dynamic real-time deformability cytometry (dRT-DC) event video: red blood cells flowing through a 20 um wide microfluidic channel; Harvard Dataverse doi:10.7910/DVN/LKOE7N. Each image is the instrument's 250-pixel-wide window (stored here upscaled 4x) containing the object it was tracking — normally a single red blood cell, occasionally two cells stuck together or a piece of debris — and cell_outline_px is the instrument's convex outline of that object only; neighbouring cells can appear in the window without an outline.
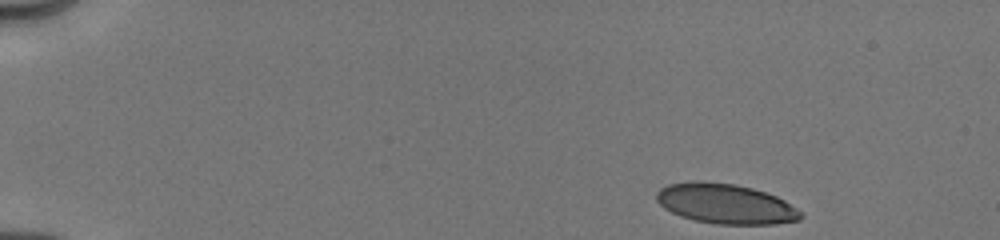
{"species": "human", "species_latin": "Homo sapiens", "temperature_condition": "cold", "stored_images_in_passage": 41, "camera_frame_rate_fps": 3000, "um_per_image_px": 0.085, "donor": {"sex": "male"}, "frame": {"image": 1, "passage_image": 1, "time_ms": 0.0, "image_size_px": [1000, 240], "cell_outline_px": [[804, 216], [800, 220], [776, 224], [716, 224], [696, 220], [680, 216], [664, 208], [656, 200], [656, 192], [660, 188], [668, 184], [696, 180], [700, 180], [732, 184], [752, 188], [776, 196], [784, 200], [796, 208]], "centroid_in_image_um": [61.65, 17.32], "position_along_channel_um": 23.3, "area_um2": 33.58}}
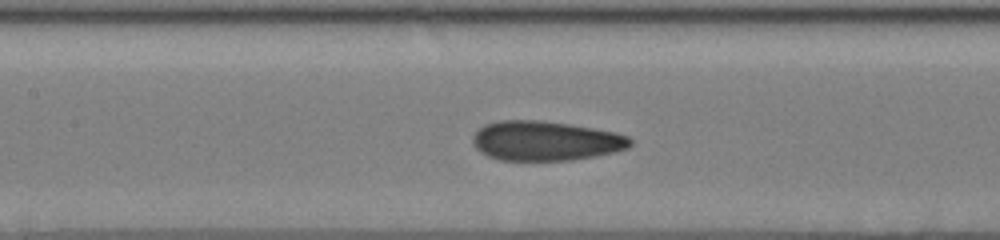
{"frame": {"image": 2, "passage_image": 18, "time_ms": 6.333, "image_size_px": [1000, 240], "cell_outline_px": [[632, 144], [628, 148], [616, 152], [596, 156], [572, 160], [500, 160], [488, 156], [480, 152], [472, 144], [472, 136], [484, 124], [500, 120], [544, 120], [616, 132], [628, 136], [632, 140]], "centroid_in_image_um": [46.37, 11.97], "position_along_channel_um": 161.0, "area_um2": 36.59}}
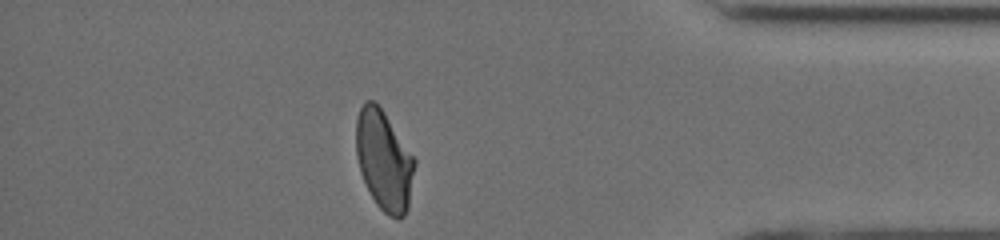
{"frame": {"image": 3, "passage_image": 35, "time_ms": 13.0, "image_size_px": [1000, 240], "cell_outline_px": [[416, 164], [408, 208], [404, 216], [400, 220], [396, 220], [388, 216], [376, 204], [360, 172], [356, 156], [356, 120], [360, 108], [364, 100], [372, 100], [384, 112], [416, 160]], "centroid_in_image_um": [32.64, 13.66], "position_along_channel_um": 402.6, "area_um2": 34.1}, "authors_computed_cell_mechanics": {"area_um2": 35.6626, "velocity_mm_per_s": 4.0174, "shape_relaxation_time_tau1_ms": 6.8061, "shape_relaxation_time_tau2_ms": 1.3827, "deformation_change_tau1": 0.1893, "deformation_change_tau2": 0.0668}}